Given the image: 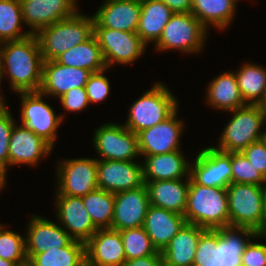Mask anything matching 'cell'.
<instances>
[{"mask_svg":"<svg viewBox=\"0 0 266 266\" xmlns=\"http://www.w3.org/2000/svg\"><path fill=\"white\" fill-rule=\"evenodd\" d=\"M94 34V18L75 13L40 29L38 39L44 61L55 60L60 54L88 40Z\"/></svg>","mask_w":266,"mask_h":266,"instance_id":"cell-4","label":"cell"},{"mask_svg":"<svg viewBox=\"0 0 266 266\" xmlns=\"http://www.w3.org/2000/svg\"><path fill=\"white\" fill-rule=\"evenodd\" d=\"M207 102L222 111H231L245 106L234 72L216 76L207 88Z\"/></svg>","mask_w":266,"mask_h":266,"instance_id":"cell-29","label":"cell"},{"mask_svg":"<svg viewBox=\"0 0 266 266\" xmlns=\"http://www.w3.org/2000/svg\"><path fill=\"white\" fill-rule=\"evenodd\" d=\"M76 0H20L23 22L31 34L77 13Z\"/></svg>","mask_w":266,"mask_h":266,"instance_id":"cell-16","label":"cell"},{"mask_svg":"<svg viewBox=\"0 0 266 266\" xmlns=\"http://www.w3.org/2000/svg\"><path fill=\"white\" fill-rule=\"evenodd\" d=\"M52 149L48 142L30 129L21 124L19 126L14 124L8 146L9 166L15 164L34 166L41 158L50 154Z\"/></svg>","mask_w":266,"mask_h":266,"instance_id":"cell-22","label":"cell"},{"mask_svg":"<svg viewBox=\"0 0 266 266\" xmlns=\"http://www.w3.org/2000/svg\"><path fill=\"white\" fill-rule=\"evenodd\" d=\"M126 260L154 255L157 250L143 227L120 231Z\"/></svg>","mask_w":266,"mask_h":266,"instance_id":"cell-36","label":"cell"},{"mask_svg":"<svg viewBox=\"0 0 266 266\" xmlns=\"http://www.w3.org/2000/svg\"><path fill=\"white\" fill-rule=\"evenodd\" d=\"M59 225L73 240L86 243L98 230L93 224L82 197L56 195Z\"/></svg>","mask_w":266,"mask_h":266,"instance_id":"cell-18","label":"cell"},{"mask_svg":"<svg viewBox=\"0 0 266 266\" xmlns=\"http://www.w3.org/2000/svg\"><path fill=\"white\" fill-rule=\"evenodd\" d=\"M57 194L83 197L98 188L97 159L64 160L57 169Z\"/></svg>","mask_w":266,"mask_h":266,"instance_id":"cell-12","label":"cell"},{"mask_svg":"<svg viewBox=\"0 0 266 266\" xmlns=\"http://www.w3.org/2000/svg\"><path fill=\"white\" fill-rule=\"evenodd\" d=\"M2 78H3V73L1 69V63H0V84H1ZM4 107H6V105L4 104L3 96H1L0 94V109H3Z\"/></svg>","mask_w":266,"mask_h":266,"instance_id":"cell-48","label":"cell"},{"mask_svg":"<svg viewBox=\"0 0 266 266\" xmlns=\"http://www.w3.org/2000/svg\"><path fill=\"white\" fill-rule=\"evenodd\" d=\"M95 149L103 160L134 161L140 155L138 135L124 125L104 124L93 137Z\"/></svg>","mask_w":266,"mask_h":266,"instance_id":"cell-11","label":"cell"},{"mask_svg":"<svg viewBox=\"0 0 266 266\" xmlns=\"http://www.w3.org/2000/svg\"><path fill=\"white\" fill-rule=\"evenodd\" d=\"M231 112L233 117L219 138V146L214 148L222 152H242L251 143L261 140L264 131L260 129L265 120L257 105L246 104Z\"/></svg>","mask_w":266,"mask_h":266,"instance_id":"cell-6","label":"cell"},{"mask_svg":"<svg viewBox=\"0 0 266 266\" xmlns=\"http://www.w3.org/2000/svg\"><path fill=\"white\" fill-rule=\"evenodd\" d=\"M165 3L174 13H190L192 0H159Z\"/></svg>","mask_w":266,"mask_h":266,"instance_id":"cell-45","label":"cell"},{"mask_svg":"<svg viewBox=\"0 0 266 266\" xmlns=\"http://www.w3.org/2000/svg\"><path fill=\"white\" fill-rule=\"evenodd\" d=\"M15 124L7 107L0 109V190L5 184L7 167L9 166L8 146L12 128Z\"/></svg>","mask_w":266,"mask_h":266,"instance_id":"cell-39","label":"cell"},{"mask_svg":"<svg viewBox=\"0 0 266 266\" xmlns=\"http://www.w3.org/2000/svg\"><path fill=\"white\" fill-rule=\"evenodd\" d=\"M206 230L186 223L161 252L164 266H193L198 241Z\"/></svg>","mask_w":266,"mask_h":266,"instance_id":"cell-26","label":"cell"},{"mask_svg":"<svg viewBox=\"0 0 266 266\" xmlns=\"http://www.w3.org/2000/svg\"><path fill=\"white\" fill-rule=\"evenodd\" d=\"M239 0H192L191 14L207 29L209 24L224 29L235 16V6Z\"/></svg>","mask_w":266,"mask_h":266,"instance_id":"cell-31","label":"cell"},{"mask_svg":"<svg viewBox=\"0 0 266 266\" xmlns=\"http://www.w3.org/2000/svg\"><path fill=\"white\" fill-rule=\"evenodd\" d=\"M241 266H266V245L250 240L241 255Z\"/></svg>","mask_w":266,"mask_h":266,"instance_id":"cell-42","label":"cell"},{"mask_svg":"<svg viewBox=\"0 0 266 266\" xmlns=\"http://www.w3.org/2000/svg\"><path fill=\"white\" fill-rule=\"evenodd\" d=\"M55 61L65 66L89 70L92 73L107 70L101 48L94 34L85 42L60 54Z\"/></svg>","mask_w":266,"mask_h":266,"instance_id":"cell-30","label":"cell"},{"mask_svg":"<svg viewBox=\"0 0 266 266\" xmlns=\"http://www.w3.org/2000/svg\"><path fill=\"white\" fill-rule=\"evenodd\" d=\"M261 236H266V184L263 186V205L261 218Z\"/></svg>","mask_w":266,"mask_h":266,"instance_id":"cell-46","label":"cell"},{"mask_svg":"<svg viewBox=\"0 0 266 266\" xmlns=\"http://www.w3.org/2000/svg\"><path fill=\"white\" fill-rule=\"evenodd\" d=\"M59 98L63 108L67 111L79 112L89 104L85 87L72 88Z\"/></svg>","mask_w":266,"mask_h":266,"instance_id":"cell-41","label":"cell"},{"mask_svg":"<svg viewBox=\"0 0 266 266\" xmlns=\"http://www.w3.org/2000/svg\"><path fill=\"white\" fill-rule=\"evenodd\" d=\"M162 83H156L136 100L129 109L124 126L138 134L167 119L177 108V99Z\"/></svg>","mask_w":266,"mask_h":266,"instance_id":"cell-5","label":"cell"},{"mask_svg":"<svg viewBox=\"0 0 266 266\" xmlns=\"http://www.w3.org/2000/svg\"><path fill=\"white\" fill-rule=\"evenodd\" d=\"M21 96V125L43 138L52 147L56 139L57 128L63 121V115H56L53 107L47 104L40 91L18 92Z\"/></svg>","mask_w":266,"mask_h":266,"instance_id":"cell-10","label":"cell"},{"mask_svg":"<svg viewBox=\"0 0 266 266\" xmlns=\"http://www.w3.org/2000/svg\"><path fill=\"white\" fill-rule=\"evenodd\" d=\"M260 111L262 112V115L264 117L265 123H266V92L264 97L261 99V101L257 104Z\"/></svg>","mask_w":266,"mask_h":266,"instance_id":"cell-47","label":"cell"},{"mask_svg":"<svg viewBox=\"0 0 266 266\" xmlns=\"http://www.w3.org/2000/svg\"><path fill=\"white\" fill-rule=\"evenodd\" d=\"M261 140L263 141V143H264V145H265V147H266V130L264 131Z\"/></svg>","mask_w":266,"mask_h":266,"instance_id":"cell-50","label":"cell"},{"mask_svg":"<svg viewBox=\"0 0 266 266\" xmlns=\"http://www.w3.org/2000/svg\"><path fill=\"white\" fill-rule=\"evenodd\" d=\"M186 179L187 181L176 179L144 182L150 205L184 215L190 176H187Z\"/></svg>","mask_w":266,"mask_h":266,"instance_id":"cell-25","label":"cell"},{"mask_svg":"<svg viewBox=\"0 0 266 266\" xmlns=\"http://www.w3.org/2000/svg\"><path fill=\"white\" fill-rule=\"evenodd\" d=\"M173 14L174 12L162 1L142 0L136 33L146 45L149 42L157 43Z\"/></svg>","mask_w":266,"mask_h":266,"instance_id":"cell-28","label":"cell"},{"mask_svg":"<svg viewBox=\"0 0 266 266\" xmlns=\"http://www.w3.org/2000/svg\"><path fill=\"white\" fill-rule=\"evenodd\" d=\"M235 75L245 104L257 105L266 92V69L245 63Z\"/></svg>","mask_w":266,"mask_h":266,"instance_id":"cell-33","label":"cell"},{"mask_svg":"<svg viewBox=\"0 0 266 266\" xmlns=\"http://www.w3.org/2000/svg\"><path fill=\"white\" fill-rule=\"evenodd\" d=\"M190 177L202 186L227 188L232 183L231 152L214 147L201 150L190 166Z\"/></svg>","mask_w":266,"mask_h":266,"instance_id":"cell-13","label":"cell"},{"mask_svg":"<svg viewBox=\"0 0 266 266\" xmlns=\"http://www.w3.org/2000/svg\"><path fill=\"white\" fill-rule=\"evenodd\" d=\"M186 223L184 215L149 205L142 227L154 248L158 252H163L171 239Z\"/></svg>","mask_w":266,"mask_h":266,"instance_id":"cell-23","label":"cell"},{"mask_svg":"<svg viewBox=\"0 0 266 266\" xmlns=\"http://www.w3.org/2000/svg\"><path fill=\"white\" fill-rule=\"evenodd\" d=\"M128 1H136V2H141L142 0H128Z\"/></svg>","mask_w":266,"mask_h":266,"instance_id":"cell-52","label":"cell"},{"mask_svg":"<svg viewBox=\"0 0 266 266\" xmlns=\"http://www.w3.org/2000/svg\"><path fill=\"white\" fill-rule=\"evenodd\" d=\"M232 183L264 186L266 179L242 152H231Z\"/></svg>","mask_w":266,"mask_h":266,"instance_id":"cell-38","label":"cell"},{"mask_svg":"<svg viewBox=\"0 0 266 266\" xmlns=\"http://www.w3.org/2000/svg\"><path fill=\"white\" fill-rule=\"evenodd\" d=\"M124 266H164L162 253L126 260Z\"/></svg>","mask_w":266,"mask_h":266,"instance_id":"cell-44","label":"cell"},{"mask_svg":"<svg viewBox=\"0 0 266 266\" xmlns=\"http://www.w3.org/2000/svg\"><path fill=\"white\" fill-rule=\"evenodd\" d=\"M86 260L95 266H124L126 256L120 231L98 229L85 243Z\"/></svg>","mask_w":266,"mask_h":266,"instance_id":"cell-19","label":"cell"},{"mask_svg":"<svg viewBox=\"0 0 266 266\" xmlns=\"http://www.w3.org/2000/svg\"><path fill=\"white\" fill-rule=\"evenodd\" d=\"M3 227L0 224V258L15 262L18 266L28 264L25 237Z\"/></svg>","mask_w":266,"mask_h":266,"instance_id":"cell-37","label":"cell"},{"mask_svg":"<svg viewBox=\"0 0 266 266\" xmlns=\"http://www.w3.org/2000/svg\"><path fill=\"white\" fill-rule=\"evenodd\" d=\"M141 15V2L105 0L93 15L94 27L136 32Z\"/></svg>","mask_w":266,"mask_h":266,"instance_id":"cell-21","label":"cell"},{"mask_svg":"<svg viewBox=\"0 0 266 266\" xmlns=\"http://www.w3.org/2000/svg\"><path fill=\"white\" fill-rule=\"evenodd\" d=\"M144 160V165H142L144 182L176 180L190 176V164L184 159L181 150L144 156Z\"/></svg>","mask_w":266,"mask_h":266,"instance_id":"cell-27","label":"cell"},{"mask_svg":"<svg viewBox=\"0 0 266 266\" xmlns=\"http://www.w3.org/2000/svg\"><path fill=\"white\" fill-rule=\"evenodd\" d=\"M227 199L229 226L253 229L261 238L263 186L231 183Z\"/></svg>","mask_w":266,"mask_h":266,"instance_id":"cell-7","label":"cell"},{"mask_svg":"<svg viewBox=\"0 0 266 266\" xmlns=\"http://www.w3.org/2000/svg\"><path fill=\"white\" fill-rule=\"evenodd\" d=\"M22 23L20 0H0V43L30 36V31L20 33Z\"/></svg>","mask_w":266,"mask_h":266,"instance_id":"cell-35","label":"cell"},{"mask_svg":"<svg viewBox=\"0 0 266 266\" xmlns=\"http://www.w3.org/2000/svg\"><path fill=\"white\" fill-rule=\"evenodd\" d=\"M80 266H95V265H92L87 260H85Z\"/></svg>","mask_w":266,"mask_h":266,"instance_id":"cell-51","label":"cell"},{"mask_svg":"<svg viewBox=\"0 0 266 266\" xmlns=\"http://www.w3.org/2000/svg\"><path fill=\"white\" fill-rule=\"evenodd\" d=\"M73 239L55 222L33 215L25 236L26 254H38L52 248H63Z\"/></svg>","mask_w":266,"mask_h":266,"instance_id":"cell-24","label":"cell"},{"mask_svg":"<svg viewBox=\"0 0 266 266\" xmlns=\"http://www.w3.org/2000/svg\"><path fill=\"white\" fill-rule=\"evenodd\" d=\"M94 35L107 69L114 63L129 64L144 54L146 44L136 32L94 27Z\"/></svg>","mask_w":266,"mask_h":266,"instance_id":"cell-9","label":"cell"},{"mask_svg":"<svg viewBox=\"0 0 266 266\" xmlns=\"http://www.w3.org/2000/svg\"><path fill=\"white\" fill-rule=\"evenodd\" d=\"M207 28L191 13H174L155 44L158 51L177 49L196 53L202 50Z\"/></svg>","mask_w":266,"mask_h":266,"instance_id":"cell-8","label":"cell"},{"mask_svg":"<svg viewBox=\"0 0 266 266\" xmlns=\"http://www.w3.org/2000/svg\"><path fill=\"white\" fill-rule=\"evenodd\" d=\"M104 71L92 73L85 84L89 103H98L105 100L110 93L109 80L104 76Z\"/></svg>","mask_w":266,"mask_h":266,"instance_id":"cell-40","label":"cell"},{"mask_svg":"<svg viewBox=\"0 0 266 266\" xmlns=\"http://www.w3.org/2000/svg\"><path fill=\"white\" fill-rule=\"evenodd\" d=\"M251 237L260 236L246 227L207 229L198 241L193 266H241V255Z\"/></svg>","mask_w":266,"mask_h":266,"instance_id":"cell-2","label":"cell"},{"mask_svg":"<svg viewBox=\"0 0 266 266\" xmlns=\"http://www.w3.org/2000/svg\"><path fill=\"white\" fill-rule=\"evenodd\" d=\"M184 217L205 229L229 226L227 188L202 186L190 177Z\"/></svg>","mask_w":266,"mask_h":266,"instance_id":"cell-3","label":"cell"},{"mask_svg":"<svg viewBox=\"0 0 266 266\" xmlns=\"http://www.w3.org/2000/svg\"><path fill=\"white\" fill-rule=\"evenodd\" d=\"M82 200L97 229L111 228L115 207L114 193L97 188L83 196Z\"/></svg>","mask_w":266,"mask_h":266,"instance_id":"cell-34","label":"cell"},{"mask_svg":"<svg viewBox=\"0 0 266 266\" xmlns=\"http://www.w3.org/2000/svg\"><path fill=\"white\" fill-rule=\"evenodd\" d=\"M3 76L9 74L15 92L39 91L42 83L43 57L35 34L27 38L0 43ZM5 44V45H4Z\"/></svg>","mask_w":266,"mask_h":266,"instance_id":"cell-1","label":"cell"},{"mask_svg":"<svg viewBox=\"0 0 266 266\" xmlns=\"http://www.w3.org/2000/svg\"><path fill=\"white\" fill-rule=\"evenodd\" d=\"M178 108L164 121L139 132L141 156L171 153L180 150L179 139L184 123L177 118Z\"/></svg>","mask_w":266,"mask_h":266,"instance_id":"cell-15","label":"cell"},{"mask_svg":"<svg viewBox=\"0 0 266 266\" xmlns=\"http://www.w3.org/2000/svg\"><path fill=\"white\" fill-rule=\"evenodd\" d=\"M0 266H18L15 262H11L0 258Z\"/></svg>","mask_w":266,"mask_h":266,"instance_id":"cell-49","label":"cell"},{"mask_svg":"<svg viewBox=\"0 0 266 266\" xmlns=\"http://www.w3.org/2000/svg\"><path fill=\"white\" fill-rule=\"evenodd\" d=\"M91 71L59 64L55 60L43 62L40 92L61 97L72 88L85 87Z\"/></svg>","mask_w":266,"mask_h":266,"instance_id":"cell-20","label":"cell"},{"mask_svg":"<svg viewBox=\"0 0 266 266\" xmlns=\"http://www.w3.org/2000/svg\"><path fill=\"white\" fill-rule=\"evenodd\" d=\"M242 153L266 179V147L263 141L251 143Z\"/></svg>","mask_w":266,"mask_h":266,"instance_id":"cell-43","label":"cell"},{"mask_svg":"<svg viewBox=\"0 0 266 266\" xmlns=\"http://www.w3.org/2000/svg\"><path fill=\"white\" fill-rule=\"evenodd\" d=\"M98 188L119 193L143 186V166L134 161L97 159Z\"/></svg>","mask_w":266,"mask_h":266,"instance_id":"cell-14","label":"cell"},{"mask_svg":"<svg viewBox=\"0 0 266 266\" xmlns=\"http://www.w3.org/2000/svg\"><path fill=\"white\" fill-rule=\"evenodd\" d=\"M29 266H80L86 260L85 243L72 240L63 248H50L38 254H26Z\"/></svg>","mask_w":266,"mask_h":266,"instance_id":"cell-32","label":"cell"},{"mask_svg":"<svg viewBox=\"0 0 266 266\" xmlns=\"http://www.w3.org/2000/svg\"><path fill=\"white\" fill-rule=\"evenodd\" d=\"M115 207L111 228L122 231L142 227L150 205L146 185L114 194Z\"/></svg>","mask_w":266,"mask_h":266,"instance_id":"cell-17","label":"cell"}]
</instances>
